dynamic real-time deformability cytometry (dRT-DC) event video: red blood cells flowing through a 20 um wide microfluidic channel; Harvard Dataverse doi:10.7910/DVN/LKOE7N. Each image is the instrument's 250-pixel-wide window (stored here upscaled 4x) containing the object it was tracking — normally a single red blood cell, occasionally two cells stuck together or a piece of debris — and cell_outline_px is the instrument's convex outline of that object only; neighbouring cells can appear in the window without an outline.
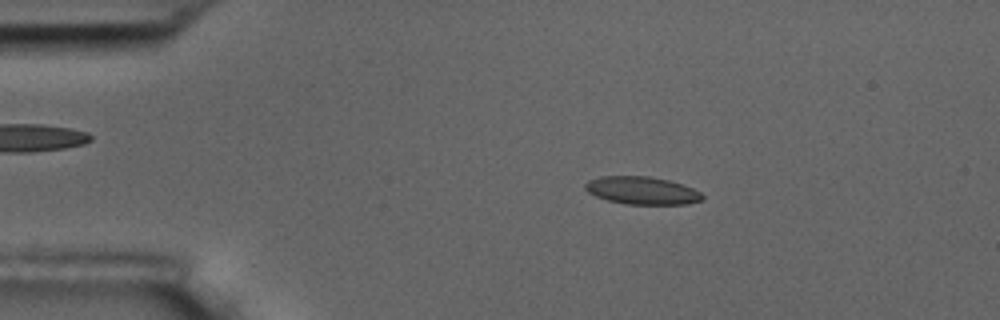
{"species": "common noctule bat (a hibernating species)", "species_latin": "Nyctalus noctula", "temperature_condition": "room temperature", "stored_images_in_passage": 56, "camera_frame_rate_fps": 3000, "um_per_image_px": 0.085, "animal": {"sex": "male", "body_mass_g": 17.5, "forearm_length_mm": 52.3}, "frame": {"image": 1, "passage_image": 10, "time_ms": 3.0, "image_size_px": [1000, 320], "cell_outline_px": [[704, 200], [688, 204], [624, 204], [608, 200], [596, 196], [588, 192], [584, 188], [584, 184], [588, 180], [600, 176], [648, 176], [668, 180], [684, 184], [700, 192], [704, 196]], "centroid_in_image_um": [54.58, 16.19], "position_along_channel_um": 30.4, "area_um2": 19.07}}
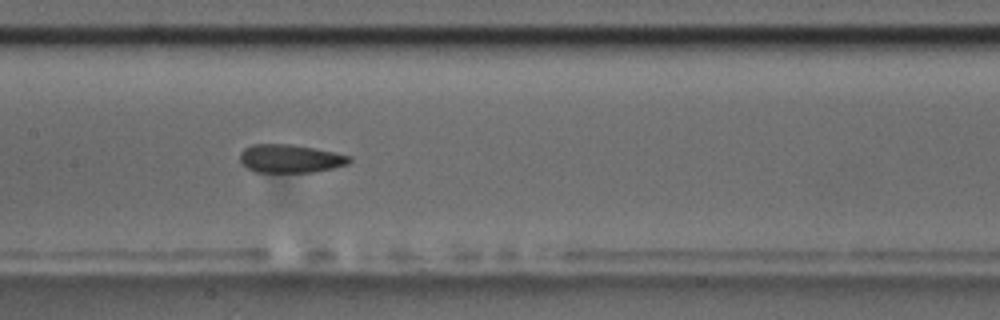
{"frame": {"image": 2, "passage_image": 27, "time_ms": 8.667, "image_size_px": [1000, 320], "cell_outline_px": [[352, 160], [348, 164], [332, 168], [312, 172], [252, 172], [240, 164], [240, 152], [244, 148], [252, 144], [292, 144], [336, 152], [352, 156]], "centroid_in_image_um": [24.65, 13.48], "position_along_channel_um": 182.8, "area_um2": 18.32}}
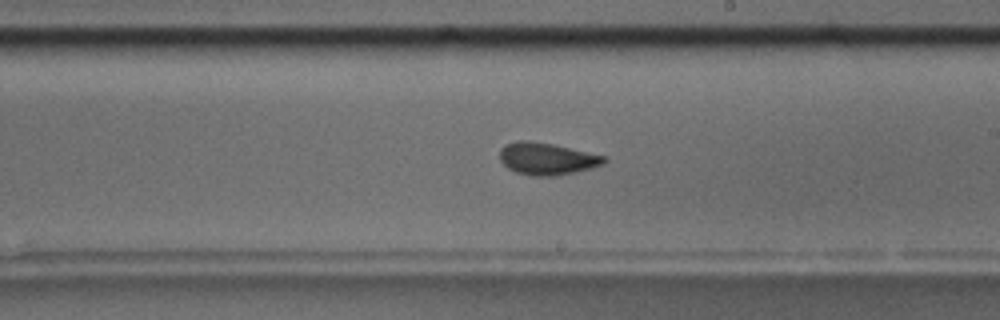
{"frame": {"image": 3, "passage_image": 32, "time_ms": 10.333, "image_size_px": [1000, 320], "cell_outline_px": [[608, 160], [604, 164], [592, 168], [576, 172], [556, 176], [532, 176], [516, 172], [508, 168], [500, 160], [500, 148], [504, 144], [520, 140], [528, 140], [552, 144], [604, 156]], "centroid_in_image_um": [46.47, 13.5], "position_along_channel_um": 242.5, "area_um2": 19.54}, "authors_computed_cell_mechanics": {"area_um2": 18.9873, "velocity_mm_per_s": 3.5969, "shape_relaxation_time_tau1_ms": 5.9426, "shape_relaxation_time_tau2_ms": 1.2517, "deformation_change_tau1": 0.1593, "deformation_change_tau2": 0.0733}}